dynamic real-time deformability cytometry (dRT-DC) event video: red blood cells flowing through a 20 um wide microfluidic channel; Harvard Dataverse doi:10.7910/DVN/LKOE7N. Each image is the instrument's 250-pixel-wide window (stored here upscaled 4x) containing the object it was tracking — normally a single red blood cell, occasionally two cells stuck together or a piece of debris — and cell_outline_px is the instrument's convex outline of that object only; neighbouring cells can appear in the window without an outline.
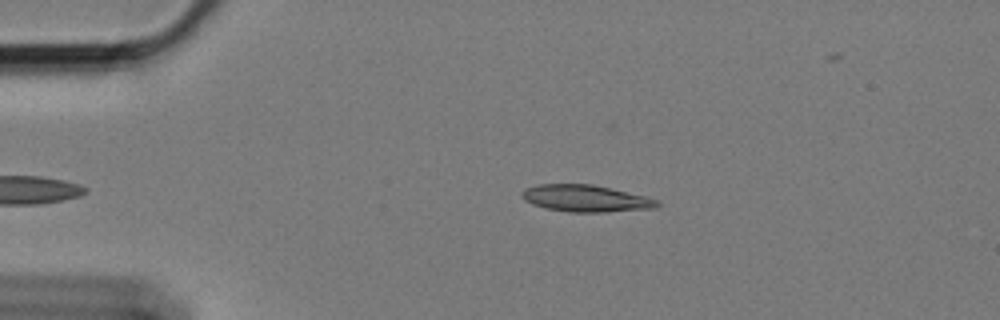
{"species": "Egyptian fruit bat (a non-hibernating species)", "species_latin": "Rousettus aegyptiacus", "temperature_condition": "cold", "stored_images_in_passage": 42, "camera_frame_rate_fps": 3000, "um_per_image_px": 0.085, "animal": {"sex": "female"}, "frame": {"image": 1, "passage_image": 2, "time_ms": 0.333, "image_size_px": [1000, 320], "cell_outline_px": [[660, 204], [656, 208], [604, 212], [568, 212], [544, 208], [532, 204], [524, 200], [520, 196], [520, 192], [524, 188], [536, 184], [592, 184], [612, 188], [660, 200]], "centroid_in_image_um": [49.74, 16.86], "position_along_channel_um": 35.3, "area_um2": 21.44}}
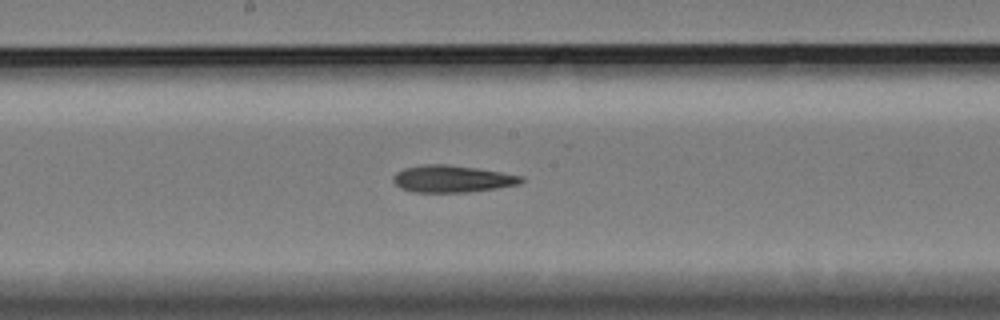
{"frame": {"image": 2, "passage_image": 21, "time_ms": 6.667, "image_size_px": [1000, 320], "cell_outline_px": [[524, 180], [520, 184], [496, 188], [468, 192], [412, 192], [400, 188], [392, 180], [392, 176], [396, 172], [404, 168], [424, 164], [448, 164], [476, 168], [524, 176]], "centroid_in_image_um": [38.41, 15.2], "position_along_channel_um": 209.8, "area_um2": 20.23}}
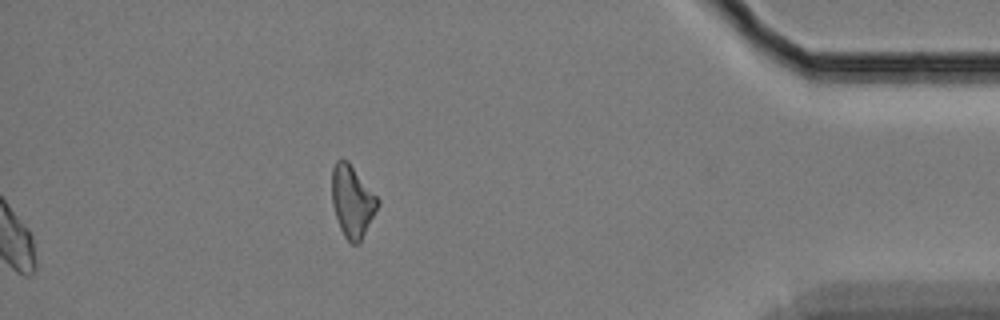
{"frame": {"image": 3, "passage_image": 42, "time_ms": 13.667, "image_size_px": [1000, 320], "cell_outline_px": [[380, 204], [360, 244], [352, 244], [344, 236], [340, 228], [332, 204], [332, 168], [336, 160], [348, 160], [380, 200]], "centroid_in_image_um": [29.96, 17.12], "position_along_channel_um": 405.2, "area_um2": 19.31}}